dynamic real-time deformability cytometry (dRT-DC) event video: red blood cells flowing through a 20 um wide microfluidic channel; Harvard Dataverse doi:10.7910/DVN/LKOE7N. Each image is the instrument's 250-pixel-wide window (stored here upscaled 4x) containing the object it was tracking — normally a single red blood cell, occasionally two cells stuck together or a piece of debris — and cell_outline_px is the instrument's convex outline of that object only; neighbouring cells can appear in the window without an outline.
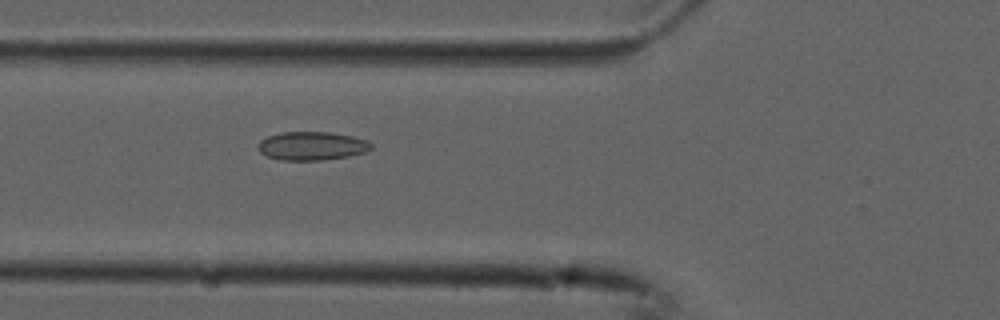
{"species": "common noctule bat (a hibernating species)", "species_latin": "Nyctalus noctula", "temperature_condition": "cold", "stored_images_in_passage": 54, "camera_frame_rate_fps": 3000, "um_per_image_px": 0.085, "animal": {"sex": "male", "forearm_length_mm": 52.5}, "frame": {"image": 1, "passage_image": 20, "time_ms": 6.333, "image_size_px": [1000, 320], "cell_outline_px": [[372, 148], [364, 152], [348, 156], [324, 160], [280, 160], [268, 156], [260, 152], [256, 148], [256, 144], [260, 140], [268, 136], [280, 132], [328, 132], [352, 136], [364, 140], [372, 144]], "centroid_in_image_um": [26.45, 12.4], "position_along_channel_um": 99.4, "area_um2": 18.79}}
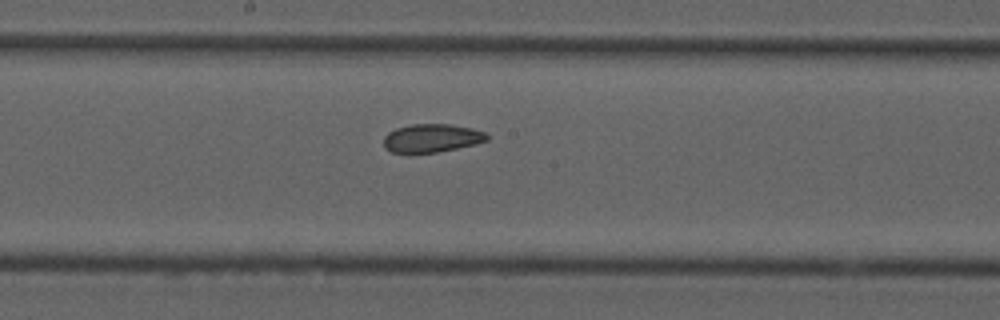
{"frame": {"image": 2, "passage_image": 29, "time_ms": 9.333, "image_size_px": [1000, 320], "cell_outline_px": [[488, 140], [476, 144], [436, 152], [408, 156], [392, 152], [384, 148], [384, 136], [388, 132], [396, 128], [412, 124], [448, 124], [472, 128], [484, 132], [488, 136]], "centroid_in_image_um": [36.63, 11.78], "position_along_channel_um": 211.6, "area_um2": 17.51}}
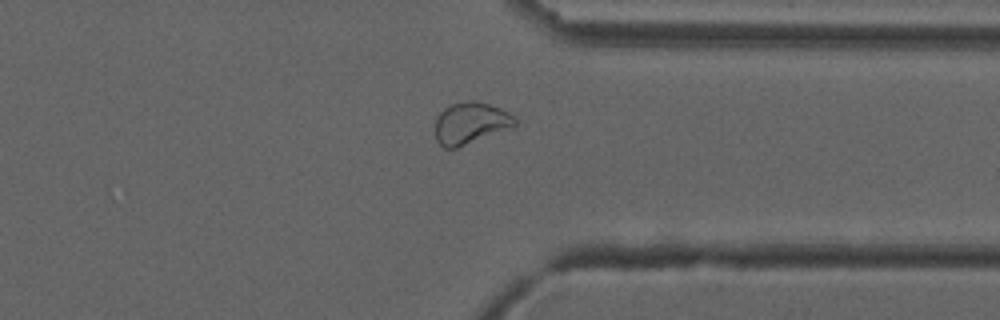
{"frame": {"image": 3, "passage_image": 42, "time_ms": 13.667, "image_size_px": [1000, 320], "cell_outline_px": [[516, 124], [512, 128], [456, 148], [444, 148], [436, 140], [436, 116], [444, 108], [452, 104], [468, 100], [472, 100], [488, 104], [500, 108], [516, 116]], "centroid_in_image_um": [40.01, 10.46], "position_along_channel_um": 371.4, "area_um2": 19.42}, "authors_computed_cell_mechanics": {"area_um2": 20.0277, "velocity_mm_per_s": 3.7365, "shape_relaxation_time_tau1_ms": null, "shape_relaxation_time_tau2_ms": 2.2256, "deformation_change_tau1": null, "deformation_change_tau2": 0.0685}}